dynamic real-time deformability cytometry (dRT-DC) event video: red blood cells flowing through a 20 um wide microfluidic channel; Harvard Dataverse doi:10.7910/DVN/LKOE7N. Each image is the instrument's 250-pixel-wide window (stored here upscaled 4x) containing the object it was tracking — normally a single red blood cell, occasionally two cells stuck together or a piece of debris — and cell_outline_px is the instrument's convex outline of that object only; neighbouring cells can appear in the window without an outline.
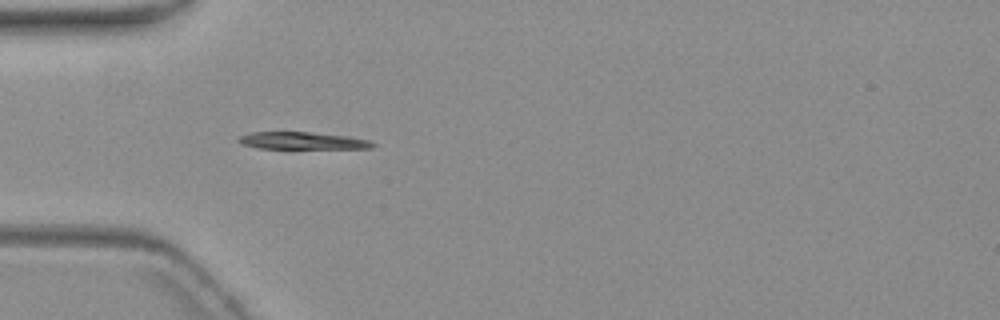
{"species": "common noctule bat (a hibernating species)", "species_latin": "Nyctalus noctula", "temperature_condition": "warm", "stored_images_in_passage": 4, "camera_frame_rate_fps": 3000, "um_per_image_px": 0.085, "animal": {"sex": "female", "body_mass_g": 19.3, "forearm_length_mm": 54.1}, "frame": {"image": 1, "passage_image": 4, "time_ms": 3.667, "image_size_px": [1000, 320], "cell_outline_px": [[376, 144], [372, 148], [260, 148], [240, 144], [236, 140], [236, 136], [252, 132], [312, 132], [348, 136], [368, 140]], "centroid_in_image_um": [25.63, 11.95], "position_along_channel_um": 59.4, "area_um2": 13.47}}